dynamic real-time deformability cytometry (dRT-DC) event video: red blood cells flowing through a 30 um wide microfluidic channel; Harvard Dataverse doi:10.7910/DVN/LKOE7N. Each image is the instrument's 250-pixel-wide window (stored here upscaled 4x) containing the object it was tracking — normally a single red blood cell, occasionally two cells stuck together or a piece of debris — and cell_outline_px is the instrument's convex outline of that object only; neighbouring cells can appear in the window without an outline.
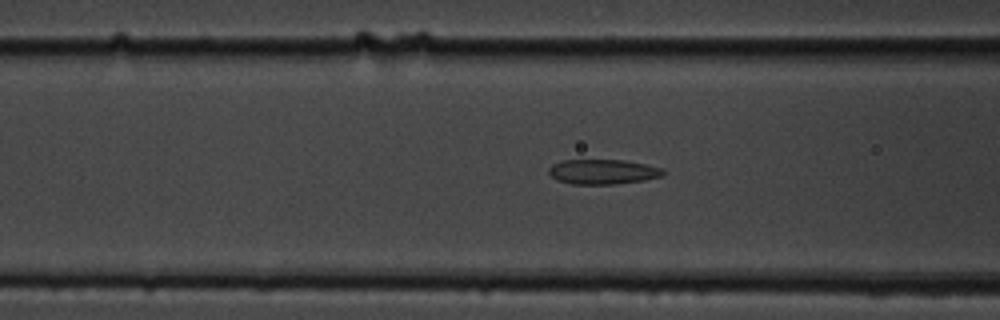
{"species": "common noctule bat (a hibernating species)", "species_latin": "Nyctalus noctula", "temperature_condition": "cold", "stored_images_in_passage": 44, "camera_frame_rate_fps": 3000, "um_per_image_px": 0.085, "animal": {"sex": "male", "body_mass_g": 19.5, "forearm_length_mm": 54.6}, "frame": {"image": 1, "passage_image": 22, "time_ms": 7.0, "image_size_px": [1000, 320], "cell_outline_px": [[664, 176], [644, 180], [616, 184], [572, 184], [556, 180], [548, 172], [548, 168], [552, 164], [560, 160], [624, 160], [664, 168]], "centroid_in_image_um": [51.23, 14.6], "position_along_channel_um": 115.4, "area_um2": 16.7}}
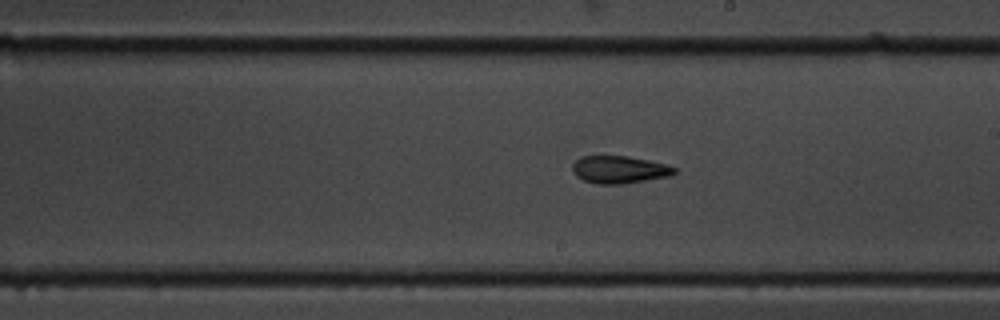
{"frame": {"image": 2, "passage_image": 32, "time_ms": 10.333, "image_size_px": [1000, 320], "cell_outline_px": [[676, 172], [668, 176], [620, 184], [596, 184], [584, 180], [576, 176], [572, 172], [572, 164], [580, 156], [628, 156], [648, 160], [664, 164], [676, 168]], "centroid_in_image_um": [52.58, 14.41], "position_along_channel_um": 236.4, "area_um2": 16.18}}
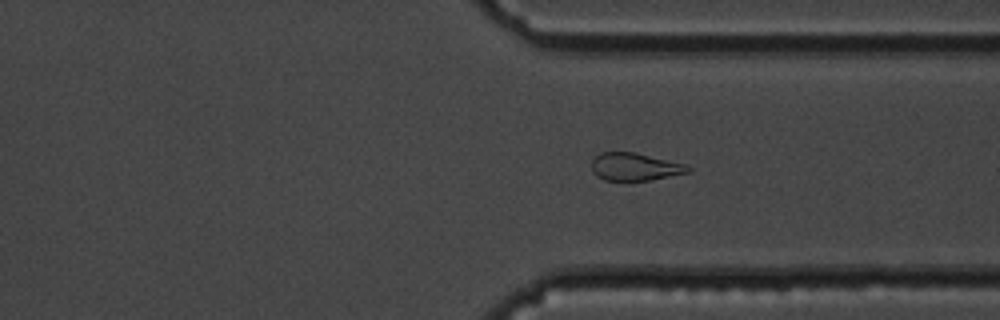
{"frame": {"image": 3, "passage_image": 42, "time_ms": 13.667, "image_size_px": [1000, 320], "cell_outline_px": [[692, 172], [648, 180], [624, 184], [604, 180], [596, 176], [592, 172], [592, 160], [600, 152], [632, 152], [684, 164], [692, 168]], "centroid_in_image_um": [53.91, 14.23], "position_along_channel_um": 357.5, "area_um2": 16.01}}